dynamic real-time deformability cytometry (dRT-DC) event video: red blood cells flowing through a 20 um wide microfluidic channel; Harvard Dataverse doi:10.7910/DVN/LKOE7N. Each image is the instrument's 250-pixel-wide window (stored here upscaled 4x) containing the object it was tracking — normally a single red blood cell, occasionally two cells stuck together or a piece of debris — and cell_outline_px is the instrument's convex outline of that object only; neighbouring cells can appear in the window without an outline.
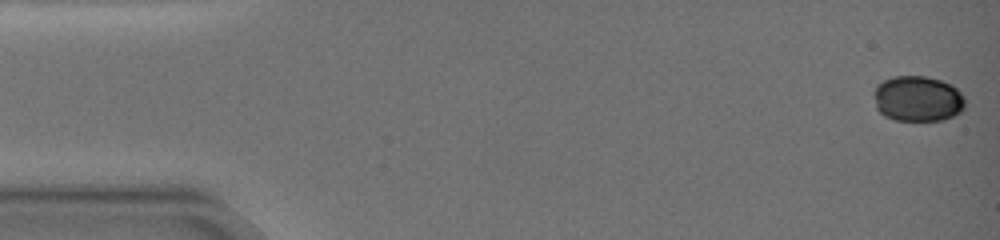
{"species": "common noctule bat (a hibernating species)", "species_latin": "Nyctalus noctula", "temperature_condition": "warm", "stored_images_in_passage": 24, "camera_frame_rate_fps": 3000, "um_per_image_px": 0.085, "animal": {"sex": "female", "body_mass_g": 19.0, "forearm_length_mm": 51.5}, "frame": {"image": 1, "passage_image": 1, "time_ms": 0.0, "image_size_px": [1000, 240], "cell_outline_px": [[964, 108], [960, 112], [944, 120], [896, 120], [884, 116], [876, 108], [872, 92], [876, 84], [892, 76], [924, 76], [940, 80], [952, 84], [964, 96]], "centroid_in_image_um": [77.97, 8.38], "position_along_channel_um": 7.0, "area_um2": 24.51}}
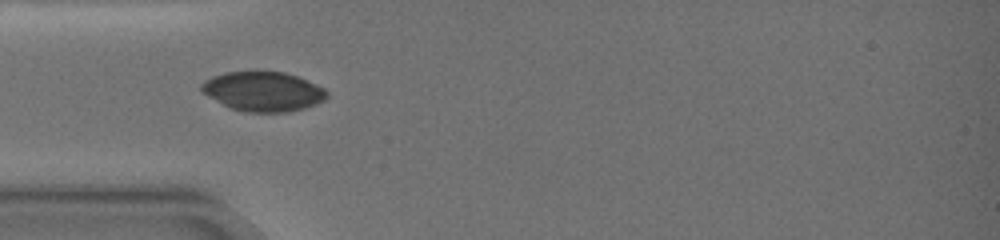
{"frame": {"image": 2, "passage_image": 15, "time_ms": 5.667, "image_size_px": [1000, 240], "cell_outline_px": [[328, 96], [324, 100], [316, 104], [304, 108], [288, 112], [244, 112], [232, 108], [200, 92], [200, 84], [204, 80], [212, 76], [224, 72], [260, 68], [284, 72], [296, 76], [316, 84], [324, 88], [328, 92]], "centroid_in_image_um": [22.34, 7.72], "position_along_channel_um": 62.7, "area_um2": 29.71}}